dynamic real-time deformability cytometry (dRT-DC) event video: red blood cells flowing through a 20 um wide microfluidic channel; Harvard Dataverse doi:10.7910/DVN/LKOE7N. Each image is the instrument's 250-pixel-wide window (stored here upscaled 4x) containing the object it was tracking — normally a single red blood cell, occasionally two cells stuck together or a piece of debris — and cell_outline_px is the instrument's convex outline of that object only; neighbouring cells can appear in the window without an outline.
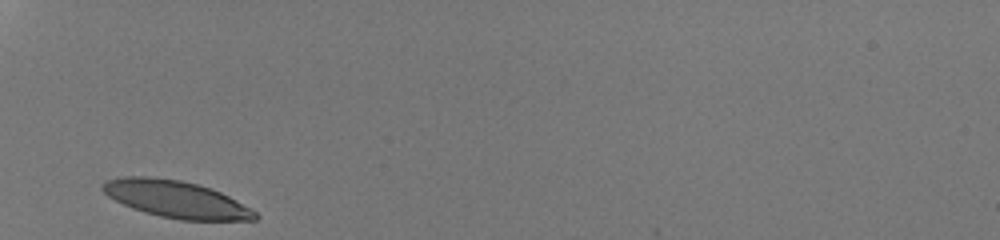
{"species": "human", "species_latin": "Homo sapiens", "temperature_condition": "room temperature", "stored_images_in_passage": 25, "camera_frame_rate_fps": 3000, "um_per_image_px": 0.085, "donor": {"sex": "male"}, "frame": {"image": 1, "passage_image": 1, "time_ms": 0.0, "image_size_px": [1000, 240], "cell_outline_px": [[260, 216], [256, 220], [180, 220], [160, 216], [144, 212], [132, 208], [108, 196], [100, 188], [100, 184], [104, 180], [124, 176], [148, 176], [180, 180], [196, 184], [220, 192], [252, 208]], "centroid_in_image_um": [14.95, 16.93], "position_along_channel_um": 70.1, "area_um2": 32.89}}
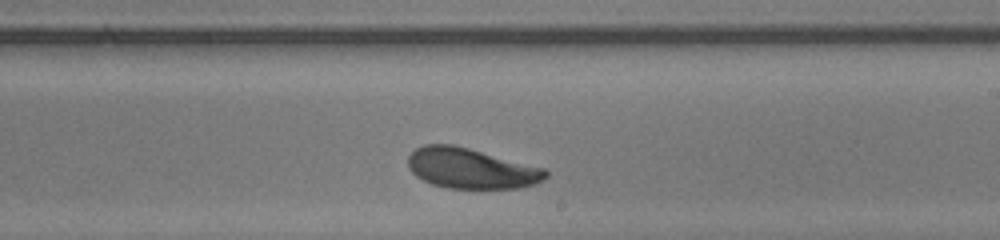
{"frame": {"image": 2, "passage_image": 15, "time_ms": 4.667, "image_size_px": [1000, 240], "cell_outline_px": [[548, 176], [544, 180], [536, 184], [520, 188], [448, 188], [432, 184], [416, 176], [408, 168], [408, 156], [416, 148], [424, 144], [452, 144], [468, 148], [544, 168], [548, 172]], "centroid_in_image_um": [40.03, 14.32], "position_along_channel_um": 249.0, "area_um2": 32.31}}
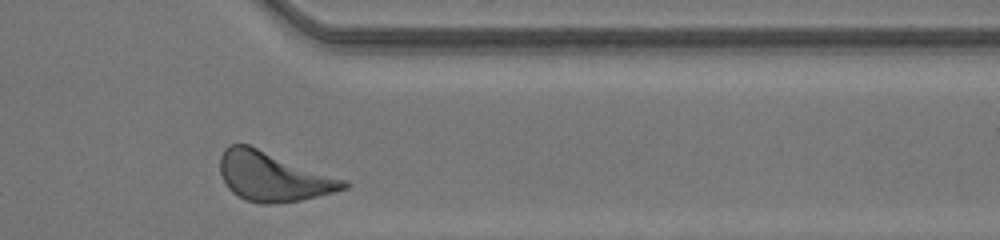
{"frame": {"image": 3, "passage_image": 25, "time_ms": 8.0, "image_size_px": [1000, 240], "cell_outline_px": [[348, 188], [300, 200], [268, 204], [260, 204], [248, 200], [232, 192], [228, 188], [220, 172], [220, 156], [224, 148], [228, 144], [248, 144], [348, 180]], "centroid_in_image_um": [23.21, 14.99], "position_along_channel_um": 388.2, "area_um2": 35.37}, "authors_computed_cell_mechanics": {"area_um2": 32.8304, "velocity_mm_per_s": 4.1696, "shape_relaxation_time_tau1_ms": 1.9437, "shape_relaxation_time_tau2_ms": 2.2492, "deformation_change_tau1": 0.0961, "deformation_change_tau2": 0.09}}